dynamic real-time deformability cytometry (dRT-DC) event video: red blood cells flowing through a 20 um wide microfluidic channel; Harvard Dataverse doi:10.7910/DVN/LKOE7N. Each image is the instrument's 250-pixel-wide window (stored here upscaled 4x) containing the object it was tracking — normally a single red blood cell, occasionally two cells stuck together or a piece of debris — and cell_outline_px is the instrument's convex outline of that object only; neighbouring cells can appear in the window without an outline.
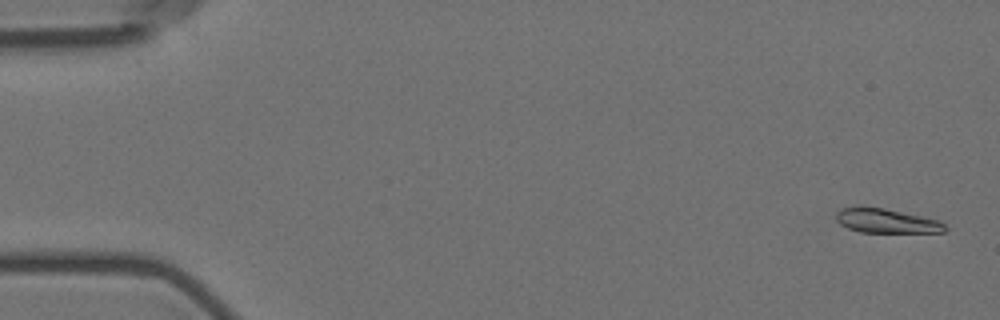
{"species": "Egyptian fruit bat (a non-hibernating species)", "species_latin": "Rousettus aegyptiacus", "temperature_condition": "room temperature", "stored_images_in_passage": 5, "camera_frame_rate_fps": 3000, "um_per_image_px": 0.085, "animal": {"sex": "female"}, "frame": {"image": 1, "passage_image": 1, "time_ms": 0.0, "image_size_px": [1000, 320], "cell_outline_px": [[948, 228], [944, 232], [860, 232], [848, 228], [840, 224], [836, 220], [836, 212], [840, 208], [860, 204], [884, 208], [940, 220]], "centroid_in_image_um": [75.28, 18.74], "position_along_channel_um": 9.7, "area_um2": 15.78}}
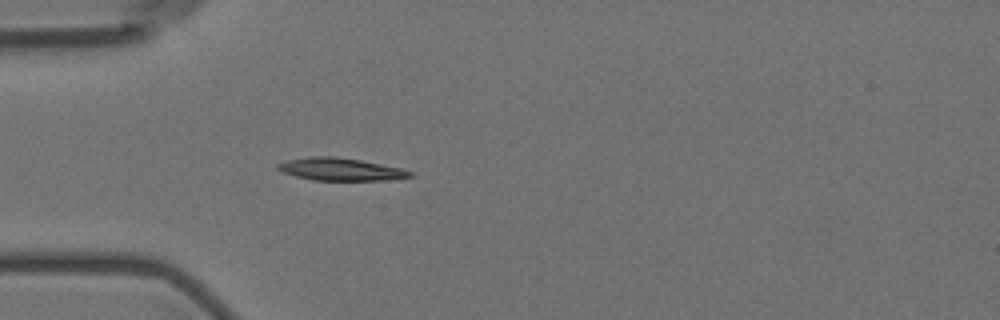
{"frame": {"image": 2, "passage_image": 5, "time_ms": 5.0, "image_size_px": [1000, 320], "cell_outline_px": [[416, 176], [384, 180], [312, 180], [296, 176], [284, 172], [276, 168], [276, 164], [288, 160], [308, 156], [336, 156], [360, 160], [400, 168], [412, 172]], "centroid_in_image_um": [28.93, 14.38], "position_along_channel_um": 56.1, "area_um2": 17.28}}